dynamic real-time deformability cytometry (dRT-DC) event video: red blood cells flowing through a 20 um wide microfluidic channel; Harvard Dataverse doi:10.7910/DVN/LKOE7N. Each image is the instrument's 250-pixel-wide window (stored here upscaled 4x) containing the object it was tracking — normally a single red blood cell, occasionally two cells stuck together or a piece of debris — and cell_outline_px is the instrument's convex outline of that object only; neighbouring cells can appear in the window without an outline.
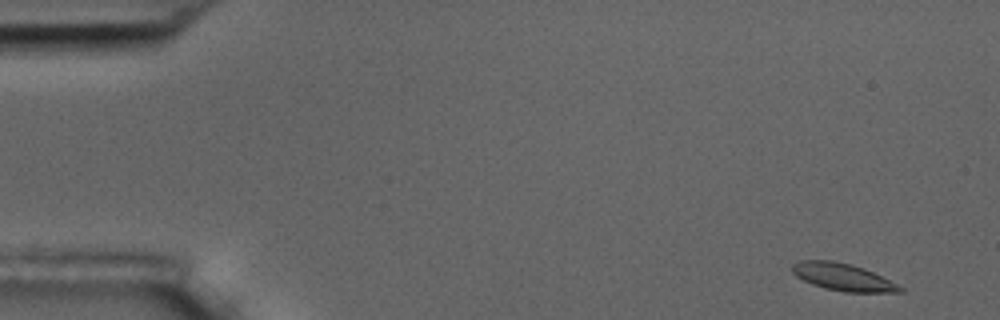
{"species": "common noctule bat (a hibernating species)", "species_latin": "Nyctalus noctula", "temperature_condition": "room temperature", "stored_images_in_passage": 3, "camera_frame_rate_fps": 3000, "um_per_image_px": 0.085, "animal": {"sex": "male", "body_mass_g": 17.5, "forearm_length_mm": 52.3}, "frame": {"image": 1, "passage_image": 1, "time_ms": 0.0, "image_size_px": [1000, 320], "cell_outline_px": [[904, 292], [844, 292], [824, 288], [812, 284], [796, 276], [792, 272], [792, 264], [800, 260], [832, 260], [852, 264], [864, 268], [904, 288]], "centroid_in_image_um": [71.61, 23.54], "position_along_channel_um": 13.4, "area_um2": 17.05}}